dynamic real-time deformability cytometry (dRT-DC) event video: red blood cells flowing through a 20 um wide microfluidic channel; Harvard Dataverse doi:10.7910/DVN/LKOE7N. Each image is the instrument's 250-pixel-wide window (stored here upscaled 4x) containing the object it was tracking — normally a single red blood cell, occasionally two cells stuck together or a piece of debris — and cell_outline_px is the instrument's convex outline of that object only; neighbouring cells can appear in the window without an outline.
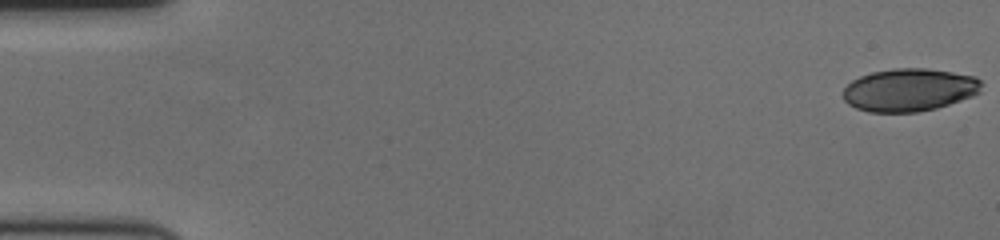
{"species": "human", "species_latin": "Homo sapiens", "temperature_condition": "cold", "stored_images_in_passage": 60, "camera_frame_rate_fps": 3000, "um_per_image_px": 0.085, "donor": {"sex": "female"}, "frame": {"image": 1, "passage_image": 1, "time_ms": 0.0, "image_size_px": [1000, 240], "cell_outline_px": [[984, 84], [980, 92], [972, 96], [936, 108], [916, 112], [868, 112], [856, 108], [848, 104], [844, 100], [844, 88], [852, 80], [860, 76], [872, 72], [892, 68], [928, 68], [976, 76]], "centroid_in_image_um": [77.3, 7.63], "position_along_channel_um": 7.7, "area_um2": 34.68}}
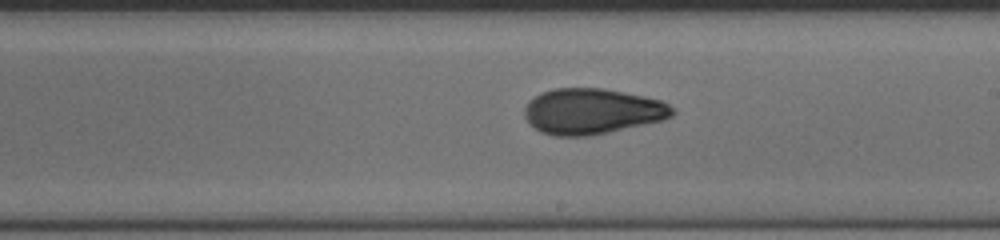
{"frame": {"image": 2, "passage_image": 35, "time_ms": 11.333, "image_size_px": [1000, 240], "cell_outline_px": [[676, 112], [672, 116], [664, 120], [608, 132], [588, 136], [556, 136], [540, 132], [528, 124], [524, 116], [524, 108], [528, 100], [540, 92], [552, 88], [604, 88], [644, 96], [660, 100], [668, 104]], "centroid_in_image_um": [50.28, 9.46], "position_along_channel_um": 238.7, "area_um2": 39.71}}
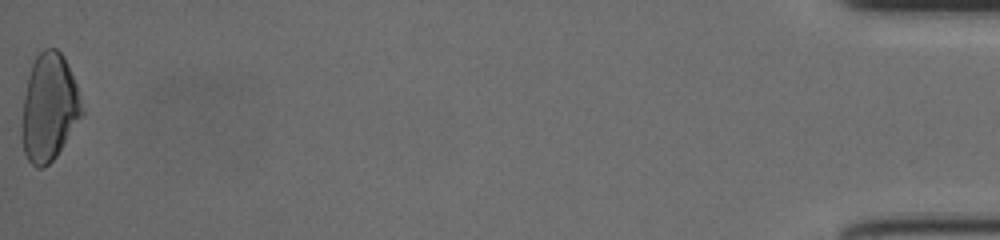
{"frame": {"image": 3, "passage_image": 60, "time_ms": 19.667, "image_size_px": [1000, 240], "cell_outline_px": [[84, 112], [56, 156], [44, 168], [36, 168], [28, 160], [24, 152], [20, 132], [20, 128], [24, 96], [28, 76], [32, 64], [36, 56], [44, 48], [56, 48], [64, 56], [76, 84], [80, 96]], "centroid_in_image_um": [4.15, 9.15], "position_along_channel_um": 431.0, "area_um2": 37.63}, "authors_computed_cell_mechanics": {"area_um2": 37.3099, "velocity_mm_per_s": 3.5193, "shape_relaxation_time_tau1_ms": 6.5698, "shape_relaxation_time_tau2_ms": 2.2617, "deformation_change_tau1": 0.1728, "deformation_change_tau2": 0.0781}}